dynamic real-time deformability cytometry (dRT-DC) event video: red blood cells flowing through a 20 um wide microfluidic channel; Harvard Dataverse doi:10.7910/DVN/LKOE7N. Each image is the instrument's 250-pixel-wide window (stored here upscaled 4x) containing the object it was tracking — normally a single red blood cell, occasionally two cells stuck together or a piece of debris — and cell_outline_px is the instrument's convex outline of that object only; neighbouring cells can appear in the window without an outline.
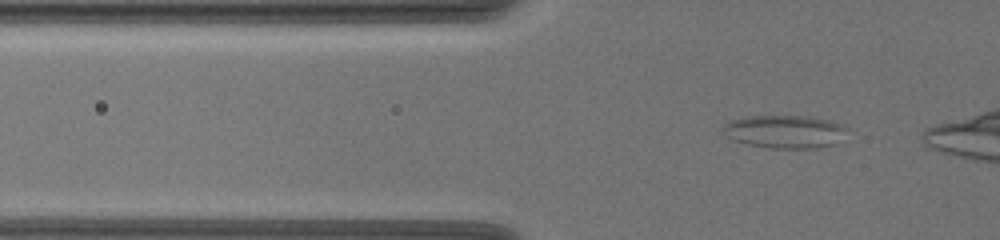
{"species": "common noctule bat (a hibernating species)", "species_latin": "Nyctalus noctula", "temperature_condition": "warm", "stored_images_in_passage": 35, "camera_frame_rate_fps": 3000, "um_per_image_px": 0.085, "animal": {"sex": "female", "body_mass_g": 19.5, "forearm_length_mm": 54.1}, "frame": {"image": 1, "passage_image": 3, "time_ms": 0.667, "image_size_px": [1000, 240], "cell_outline_px": [[844, 128], [836, 144], [816, 148], [772, 148], [748, 144], [732, 140], [720, 132], [724, 124], [732, 120], [752, 116], [804, 116], [844, 124]], "centroid_in_image_um": [66.61, 11.19], "position_along_channel_um": 59.2, "area_um2": 23.47}}
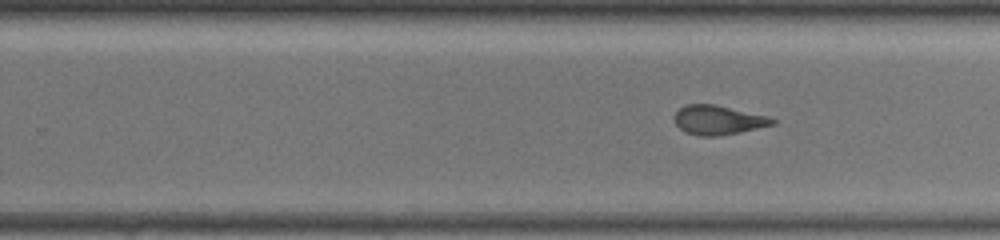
{"frame": {"image": 2, "passage_image": 22, "time_ms": 7.0, "image_size_px": [1000, 240], "cell_outline_px": [[776, 124], [740, 132], [716, 136], [700, 136], [684, 132], [676, 124], [676, 112], [684, 104], [712, 104], [764, 116], [776, 120]], "centroid_in_image_um": [61.01, 10.21], "position_along_channel_um": 268.8, "area_um2": 16.3}}
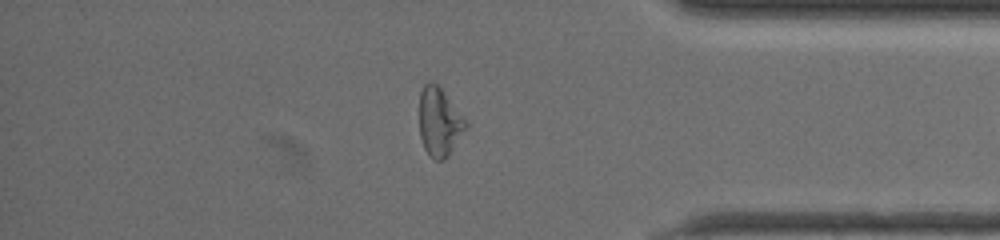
{"frame": {"image": 3, "passage_image": 34, "time_ms": 11.0, "image_size_px": [1000, 240], "cell_outline_px": [[468, 124], [444, 160], [436, 160], [424, 148], [420, 136], [420, 92], [424, 84], [428, 80], [436, 84], [440, 88], [468, 120]], "centroid_in_image_um": [37.34, 10.32], "position_along_channel_um": 397.9, "area_um2": 18.15}}